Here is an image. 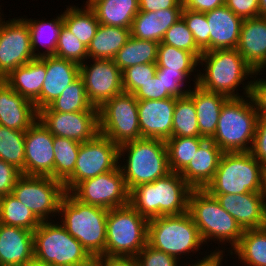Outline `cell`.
I'll return each mask as SVG.
<instances>
[{"mask_svg": "<svg viewBox=\"0 0 266 266\" xmlns=\"http://www.w3.org/2000/svg\"><path fill=\"white\" fill-rule=\"evenodd\" d=\"M46 77V66L36 58L14 69L3 80L17 93L35 104L41 110V89Z\"/></svg>", "mask_w": 266, "mask_h": 266, "instance_id": "cell-27", "label": "cell"}, {"mask_svg": "<svg viewBox=\"0 0 266 266\" xmlns=\"http://www.w3.org/2000/svg\"><path fill=\"white\" fill-rule=\"evenodd\" d=\"M156 75L158 78H162L164 90H166L172 97H184L189 94L190 90H182L184 81L189 77L185 72L157 69Z\"/></svg>", "mask_w": 266, "mask_h": 266, "instance_id": "cell-47", "label": "cell"}, {"mask_svg": "<svg viewBox=\"0 0 266 266\" xmlns=\"http://www.w3.org/2000/svg\"><path fill=\"white\" fill-rule=\"evenodd\" d=\"M81 266H103V263L97 257H93L87 264Z\"/></svg>", "mask_w": 266, "mask_h": 266, "instance_id": "cell-58", "label": "cell"}, {"mask_svg": "<svg viewBox=\"0 0 266 266\" xmlns=\"http://www.w3.org/2000/svg\"><path fill=\"white\" fill-rule=\"evenodd\" d=\"M223 153L212 140H205L179 174L193 189H205L213 180Z\"/></svg>", "mask_w": 266, "mask_h": 266, "instance_id": "cell-25", "label": "cell"}, {"mask_svg": "<svg viewBox=\"0 0 266 266\" xmlns=\"http://www.w3.org/2000/svg\"><path fill=\"white\" fill-rule=\"evenodd\" d=\"M80 145L78 141L54 136V179L63 183L74 172Z\"/></svg>", "mask_w": 266, "mask_h": 266, "instance_id": "cell-40", "label": "cell"}, {"mask_svg": "<svg viewBox=\"0 0 266 266\" xmlns=\"http://www.w3.org/2000/svg\"><path fill=\"white\" fill-rule=\"evenodd\" d=\"M66 191L61 181L48 176L21 175L12 194L41 221L59 213L61 200ZM50 214V215H49Z\"/></svg>", "mask_w": 266, "mask_h": 266, "instance_id": "cell-12", "label": "cell"}, {"mask_svg": "<svg viewBox=\"0 0 266 266\" xmlns=\"http://www.w3.org/2000/svg\"><path fill=\"white\" fill-rule=\"evenodd\" d=\"M34 59L27 22L23 18L5 22L0 15V79Z\"/></svg>", "mask_w": 266, "mask_h": 266, "instance_id": "cell-15", "label": "cell"}, {"mask_svg": "<svg viewBox=\"0 0 266 266\" xmlns=\"http://www.w3.org/2000/svg\"><path fill=\"white\" fill-rule=\"evenodd\" d=\"M226 0H183L184 9L206 13L225 5Z\"/></svg>", "mask_w": 266, "mask_h": 266, "instance_id": "cell-55", "label": "cell"}, {"mask_svg": "<svg viewBox=\"0 0 266 266\" xmlns=\"http://www.w3.org/2000/svg\"><path fill=\"white\" fill-rule=\"evenodd\" d=\"M161 42L191 52L198 60L203 53L182 17L166 31Z\"/></svg>", "mask_w": 266, "mask_h": 266, "instance_id": "cell-44", "label": "cell"}, {"mask_svg": "<svg viewBox=\"0 0 266 266\" xmlns=\"http://www.w3.org/2000/svg\"><path fill=\"white\" fill-rule=\"evenodd\" d=\"M172 137H200L196 108L188 95L176 98Z\"/></svg>", "mask_w": 266, "mask_h": 266, "instance_id": "cell-37", "label": "cell"}, {"mask_svg": "<svg viewBox=\"0 0 266 266\" xmlns=\"http://www.w3.org/2000/svg\"><path fill=\"white\" fill-rule=\"evenodd\" d=\"M205 189L211 195L266 193V168L250 152H224Z\"/></svg>", "mask_w": 266, "mask_h": 266, "instance_id": "cell-2", "label": "cell"}, {"mask_svg": "<svg viewBox=\"0 0 266 266\" xmlns=\"http://www.w3.org/2000/svg\"><path fill=\"white\" fill-rule=\"evenodd\" d=\"M84 8L69 6L63 13V22L68 30L88 47L100 24L94 11L89 6Z\"/></svg>", "mask_w": 266, "mask_h": 266, "instance_id": "cell-35", "label": "cell"}, {"mask_svg": "<svg viewBox=\"0 0 266 266\" xmlns=\"http://www.w3.org/2000/svg\"><path fill=\"white\" fill-rule=\"evenodd\" d=\"M149 220L130 204L108 210L106 256H132L148 244Z\"/></svg>", "mask_w": 266, "mask_h": 266, "instance_id": "cell-10", "label": "cell"}, {"mask_svg": "<svg viewBox=\"0 0 266 266\" xmlns=\"http://www.w3.org/2000/svg\"><path fill=\"white\" fill-rule=\"evenodd\" d=\"M232 250L247 266H266V227L244 230L231 255Z\"/></svg>", "mask_w": 266, "mask_h": 266, "instance_id": "cell-33", "label": "cell"}, {"mask_svg": "<svg viewBox=\"0 0 266 266\" xmlns=\"http://www.w3.org/2000/svg\"><path fill=\"white\" fill-rule=\"evenodd\" d=\"M247 98L249 99L228 98L222 106L217 128L211 140L223 152H250L251 150L258 113L250 96Z\"/></svg>", "mask_w": 266, "mask_h": 266, "instance_id": "cell-6", "label": "cell"}, {"mask_svg": "<svg viewBox=\"0 0 266 266\" xmlns=\"http://www.w3.org/2000/svg\"><path fill=\"white\" fill-rule=\"evenodd\" d=\"M23 266H52V265L51 264H47V263L39 262L36 259H32L31 261H29L28 263H26Z\"/></svg>", "mask_w": 266, "mask_h": 266, "instance_id": "cell-60", "label": "cell"}, {"mask_svg": "<svg viewBox=\"0 0 266 266\" xmlns=\"http://www.w3.org/2000/svg\"><path fill=\"white\" fill-rule=\"evenodd\" d=\"M222 258V256H216L214 259L208 262V266H222Z\"/></svg>", "mask_w": 266, "mask_h": 266, "instance_id": "cell-61", "label": "cell"}, {"mask_svg": "<svg viewBox=\"0 0 266 266\" xmlns=\"http://www.w3.org/2000/svg\"><path fill=\"white\" fill-rule=\"evenodd\" d=\"M243 87L244 95L250 96L258 116H266V79L250 80Z\"/></svg>", "mask_w": 266, "mask_h": 266, "instance_id": "cell-50", "label": "cell"}, {"mask_svg": "<svg viewBox=\"0 0 266 266\" xmlns=\"http://www.w3.org/2000/svg\"><path fill=\"white\" fill-rule=\"evenodd\" d=\"M38 120L35 104L0 79V125L26 131Z\"/></svg>", "mask_w": 266, "mask_h": 266, "instance_id": "cell-21", "label": "cell"}, {"mask_svg": "<svg viewBox=\"0 0 266 266\" xmlns=\"http://www.w3.org/2000/svg\"><path fill=\"white\" fill-rule=\"evenodd\" d=\"M99 134L118 146L142 138L139 128L138 100L123 92L106 101L99 109Z\"/></svg>", "mask_w": 266, "mask_h": 266, "instance_id": "cell-11", "label": "cell"}, {"mask_svg": "<svg viewBox=\"0 0 266 266\" xmlns=\"http://www.w3.org/2000/svg\"><path fill=\"white\" fill-rule=\"evenodd\" d=\"M200 63L206 67L203 68L205 74H197L195 84L207 91L219 93L228 98L244 97L239 96L238 92L235 94L236 87L248 79L249 75L256 79V75L260 73L255 72L247 64L236 48L205 51L199 57Z\"/></svg>", "mask_w": 266, "mask_h": 266, "instance_id": "cell-4", "label": "cell"}, {"mask_svg": "<svg viewBox=\"0 0 266 266\" xmlns=\"http://www.w3.org/2000/svg\"><path fill=\"white\" fill-rule=\"evenodd\" d=\"M130 36V28L100 24L87 47L88 59L113 60Z\"/></svg>", "mask_w": 266, "mask_h": 266, "instance_id": "cell-31", "label": "cell"}, {"mask_svg": "<svg viewBox=\"0 0 266 266\" xmlns=\"http://www.w3.org/2000/svg\"><path fill=\"white\" fill-rule=\"evenodd\" d=\"M52 111L63 113L99 111L88 100L82 78L79 76L66 87L62 94L48 106Z\"/></svg>", "mask_w": 266, "mask_h": 266, "instance_id": "cell-41", "label": "cell"}, {"mask_svg": "<svg viewBox=\"0 0 266 266\" xmlns=\"http://www.w3.org/2000/svg\"><path fill=\"white\" fill-rule=\"evenodd\" d=\"M188 212L204 243L217 239L218 242L230 243L233 248L239 243L244 230L206 189H192Z\"/></svg>", "mask_w": 266, "mask_h": 266, "instance_id": "cell-7", "label": "cell"}, {"mask_svg": "<svg viewBox=\"0 0 266 266\" xmlns=\"http://www.w3.org/2000/svg\"><path fill=\"white\" fill-rule=\"evenodd\" d=\"M38 120L53 135L80 143L99 134V111L63 113L45 107L38 111Z\"/></svg>", "mask_w": 266, "mask_h": 266, "instance_id": "cell-16", "label": "cell"}, {"mask_svg": "<svg viewBox=\"0 0 266 266\" xmlns=\"http://www.w3.org/2000/svg\"><path fill=\"white\" fill-rule=\"evenodd\" d=\"M32 259L33 231L0 223V266H23Z\"/></svg>", "mask_w": 266, "mask_h": 266, "instance_id": "cell-24", "label": "cell"}, {"mask_svg": "<svg viewBox=\"0 0 266 266\" xmlns=\"http://www.w3.org/2000/svg\"><path fill=\"white\" fill-rule=\"evenodd\" d=\"M183 9H163L156 12L139 11L134 17L131 36L161 43L166 31L181 18Z\"/></svg>", "mask_w": 266, "mask_h": 266, "instance_id": "cell-28", "label": "cell"}, {"mask_svg": "<svg viewBox=\"0 0 266 266\" xmlns=\"http://www.w3.org/2000/svg\"><path fill=\"white\" fill-rule=\"evenodd\" d=\"M260 16L266 17V0H259Z\"/></svg>", "mask_w": 266, "mask_h": 266, "instance_id": "cell-59", "label": "cell"}, {"mask_svg": "<svg viewBox=\"0 0 266 266\" xmlns=\"http://www.w3.org/2000/svg\"><path fill=\"white\" fill-rule=\"evenodd\" d=\"M80 65L82 78L89 102L98 109L109 99L123 93L122 71L113 60L93 59Z\"/></svg>", "mask_w": 266, "mask_h": 266, "instance_id": "cell-17", "label": "cell"}, {"mask_svg": "<svg viewBox=\"0 0 266 266\" xmlns=\"http://www.w3.org/2000/svg\"><path fill=\"white\" fill-rule=\"evenodd\" d=\"M198 64L199 60L191 52L159 43L156 61L158 70L183 71L190 76Z\"/></svg>", "mask_w": 266, "mask_h": 266, "instance_id": "cell-39", "label": "cell"}, {"mask_svg": "<svg viewBox=\"0 0 266 266\" xmlns=\"http://www.w3.org/2000/svg\"><path fill=\"white\" fill-rule=\"evenodd\" d=\"M0 223L34 232L41 221L10 193L0 197Z\"/></svg>", "mask_w": 266, "mask_h": 266, "instance_id": "cell-36", "label": "cell"}, {"mask_svg": "<svg viewBox=\"0 0 266 266\" xmlns=\"http://www.w3.org/2000/svg\"><path fill=\"white\" fill-rule=\"evenodd\" d=\"M69 193L81 203L108 210L129 204V191L119 166L79 182Z\"/></svg>", "mask_w": 266, "mask_h": 266, "instance_id": "cell-14", "label": "cell"}, {"mask_svg": "<svg viewBox=\"0 0 266 266\" xmlns=\"http://www.w3.org/2000/svg\"><path fill=\"white\" fill-rule=\"evenodd\" d=\"M103 266H139L136 257L132 256H106L97 257Z\"/></svg>", "mask_w": 266, "mask_h": 266, "instance_id": "cell-56", "label": "cell"}, {"mask_svg": "<svg viewBox=\"0 0 266 266\" xmlns=\"http://www.w3.org/2000/svg\"><path fill=\"white\" fill-rule=\"evenodd\" d=\"M54 56L82 65L88 58L87 47L63 25Z\"/></svg>", "mask_w": 266, "mask_h": 266, "instance_id": "cell-43", "label": "cell"}, {"mask_svg": "<svg viewBox=\"0 0 266 266\" xmlns=\"http://www.w3.org/2000/svg\"><path fill=\"white\" fill-rule=\"evenodd\" d=\"M34 259L52 266H81L93 257L61 225L41 222L33 232Z\"/></svg>", "mask_w": 266, "mask_h": 266, "instance_id": "cell-9", "label": "cell"}, {"mask_svg": "<svg viewBox=\"0 0 266 266\" xmlns=\"http://www.w3.org/2000/svg\"><path fill=\"white\" fill-rule=\"evenodd\" d=\"M210 33V51L234 49L239 42L243 19L235 15L226 5L205 13Z\"/></svg>", "mask_w": 266, "mask_h": 266, "instance_id": "cell-26", "label": "cell"}, {"mask_svg": "<svg viewBox=\"0 0 266 266\" xmlns=\"http://www.w3.org/2000/svg\"><path fill=\"white\" fill-rule=\"evenodd\" d=\"M212 196L243 230L266 227V193L248 192Z\"/></svg>", "mask_w": 266, "mask_h": 266, "instance_id": "cell-19", "label": "cell"}, {"mask_svg": "<svg viewBox=\"0 0 266 266\" xmlns=\"http://www.w3.org/2000/svg\"><path fill=\"white\" fill-rule=\"evenodd\" d=\"M127 153L126 165L119 168L130 192L170 173L166 143L160 139L141 138L119 146V159ZM124 154V155H123Z\"/></svg>", "mask_w": 266, "mask_h": 266, "instance_id": "cell-5", "label": "cell"}, {"mask_svg": "<svg viewBox=\"0 0 266 266\" xmlns=\"http://www.w3.org/2000/svg\"><path fill=\"white\" fill-rule=\"evenodd\" d=\"M181 17L192 32L196 45L203 51H210V33L205 13L189 9L182 10Z\"/></svg>", "mask_w": 266, "mask_h": 266, "instance_id": "cell-45", "label": "cell"}, {"mask_svg": "<svg viewBox=\"0 0 266 266\" xmlns=\"http://www.w3.org/2000/svg\"><path fill=\"white\" fill-rule=\"evenodd\" d=\"M25 131L0 125V159L22 171L25 160Z\"/></svg>", "mask_w": 266, "mask_h": 266, "instance_id": "cell-42", "label": "cell"}, {"mask_svg": "<svg viewBox=\"0 0 266 266\" xmlns=\"http://www.w3.org/2000/svg\"><path fill=\"white\" fill-rule=\"evenodd\" d=\"M61 224L92 257L106 255V221L108 209L81 203L69 192L61 200Z\"/></svg>", "mask_w": 266, "mask_h": 266, "instance_id": "cell-3", "label": "cell"}, {"mask_svg": "<svg viewBox=\"0 0 266 266\" xmlns=\"http://www.w3.org/2000/svg\"><path fill=\"white\" fill-rule=\"evenodd\" d=\"M156 63L139 64L122 71L123 91L133 94L156 75Z\"/></svg>", "mask_w": 266, "mask_h": 266, "instance_id": "cell-46", "label": "cell"}, {"mask_svg": "<svg viewBox=\"0 0 266 266\" xmlns=\"http://www.w3.org/2000/svg\"><path fill=\"white\" fill-rule=\"evenodd\" d=\"M139 266H178V260L147 244L136 256ZM181 266V265H179Z\"/></svg>", "mask_w": 266, "mask_h": 266, "instance_id": "cell-48", "label": "cell"}, {"mask_svg": "<svg viewBox=\"0 0 266 266\" xmlns=\"http://www.w3.org/2000/svg\"><path fill=\"white\" fill-rule=\"evenodd\" d=\"M21 175V171L14 165L0 159V197L12 193Z\"/></svg>", "mask_w": 266, "mask_h": 266, "instance_id": "cell-53", "label": "cell"}, {"mask_svg": "<svg viewBox=\"0 0 266 266\" xmlns=\"http://www.w3.org/2000/svg\"><path fill=\"white\" fill-rule=\"evenodd\" d=\"M183 8V0H139V11L144 12Z\"/></svg>", "mask_w": 266, "mask_h": 266, "instance_id": "cell-54", "label": "cell"}, {"mask_svg": "<svg viewBox=\"0 0 266 266\" xmlns=\"http://www.w3.org/2000/svg\"><path fill=\"white\" fill-rule=\"evenodd\" d=\"M95 13L99 24L131 28L139 12V0H98L86 1Z\"/></svg>", "mask_w": 266, "mask_h": 266, "instance_id": "cell-30", "label": "cell"}, {"mask_svg": "<svg viewBox=\"0 0 266 266\" xmlns=\"http://www.w3.org/2000/svg\"><path fill=\"white\" fill-rule=\"evenodd\" d=\"M205 140L202 137H170L166 140L170 171L180 173Z\"/></svg>", "mask_w": 266, "mask_h": 266, "instance_id": "cell-38", "label": "cell"}, {"mask_svg": "<svg viewBox=\"0 0 266 266\" xmlns=\"http://www.w3.org/2000/svg\"><path fill=\"white\" fill-rule=\"evenodd\" d=\"M158 45L159 43L155 41L140 40L130 36L113 61L121 71L139 64L156 63Z\"/></svg>", "mask_w": 266, "mask_h": 266, "instance_id": "cell-34", "label": "cell"}, {"mask_svg": "<svg viewBox=\"0 0 266 266\" xmlns=\"http://www.w3.org/2000/svg\"><path fill=\"white\" fill-rule=\"evenodd\" d=\"M23 19L27 22L29 28L31 49L35 58L53 56L56 52L60 30L64 25L63 14L57 16L56 19L49 20V22H45V20L40 21L39 19L38 21H33L31 18L30 20L26 18ZM39 44H43L47 48V51L45 50V52L41 53L37 50ZM36 51H39V53H35Z\"/></svg>", "mask_w": 266, "mask_h": 266, "instance_id": "cell-32", "label": "cell"}, {"mask_svg": "<svg viewBox=\"0 0 266 266\" xmlns=\"http://www.w3.org/2000/svg\"><path fill=\"white\" fill-rule=\"evenodd\" d=\"M119 146L98 134L80 145L74 172L63 182L70 192L79 182L115 170L119 166Z\"/></svg>", "mask_w": 266, "mask_h": 266, "instance_id": "cell-13", "label": "cell"}, {"mask_svg": "<svg viewBox=\"0 0 266 266\" xmlns=\"http://www.w3.org/2000/svg\"><path fill=\"white\" fill-rule=\"evenodd\" d=\"M175 103V97L138 101L139 128L142 138L166 141L172 137Z\"/></svg>", "mask_w": 266, "mask_h": 266, "instance_id": "cell-20", "label": "cell"}, {"mask_svg": "<svg viewBox=\"0 0 266 266\" xmlns=\"http://www.w3.org/2000/svg\"><path fill=\"white\" fill-rule=\"evenodd\" d=\"M225 5L243 20L260 16L259 0H226Z\"/></svg>", "mask_w": 266, "mask_h": 266, "instance_id": "cell-52", "label": "cell"}, {"mask_svg": "<svg viewBox=\"0 0 266 266\" xmlns=\"http://www.w3.org/2000/svg\"><path fill=\"white\" fill-rule=\"evenodd\" d=\"M250 153L266 168V116H258Z\"/></svg>", "mask_w": 266, "mask_h": 266, "instance_id": "cell-51", "label": "cell"}, {"mask_svg": "<svg viewBox=\"0 0 266 266\" xmlns=\"http://www.w3.org/2000/svg\"><path fill=\"white\" fill-rule=\"evenodd\" d=\"M54 136L37 120L25 131L22 175L54 178Z\"/></svg>", "mask_w": 266, "mask_h": 266, "instance_id": "cell-18", "label": "cell"}, {"mask_svg": "<svg viewBox=\"0 0 266 266\" xmlns=\"http://www.w3.org/2000/svg\"><path fill=\"white\" fill-rule=\"evenodd\" d=\"M133 95L138 101L162 100L172 97L166 90H164L163 80L162 78H158L157 75L139 87Z\"/></svg>", "mask_w": 266, "mask_h": 266, "instance_id": "cell-49", "label": "cell"}, {"mask_svg": "<svg viewBox=\"0 0 266 266\" xmlns=\"http://www.w3.org/2000/svg\"><path fill=\"white\" fill-rule=\"evenodd\" d=\"M216 256H222L223 257V250L213 251L210 253V255H206L203 257L202 260H199L195 262L194 264H191L189 266H208V262H210L212 259H214ZM197 263V264H196ZM187 266V264H186Z\"/></svg>", "mask_w": 266, "mask_h": 266, "instance_id": "cell-57", "label": "cell"}, {"mask_svg": "<svg viewBox=\"0 0 266 266\" xmlns=\"http://www.w3.org/2000/svg\"><path fill=\"white\" fill-rule=\"evenodd\" d=\"M199 229L189 212L159 216L148 222V244L180 260L184 254L197 252L203 243ZM191 251V252H190Z\"/></svg>", "mask_w": 266, "mask_h": 266, "instance_id": "cell-8", "label": "cell"}, {"mask_svg": "<svg viewBox=\"0 0 266 266\" xmlns=\"http://www.w3.org/2000/svg\"><path fill=\"white\" fill-rule=\"evenodd\" d=\"M192 189L179 173L171 171L151 183L133 188L129 192V204L148 220L180 215L188 212Z\"/></svg>", "mask_w": 266, "mask_h": 266, "instance_id": "cell-1", "label": "cell"}, {"mask_svg": "<svg viewBox=\"0 0 266 266\" xmlns=\"http://www.w3.org/2000/svg\"><path fill=\"white\" fill-rule=\"evenodd\" d=\"M236 49L255 72L266 68V17L243 20Z\"/></svg>", "mask_w": 266, "mask_h": 266, "instance_id": "cell-23", "label": "cell"}, {"mask_svg": "<svg viewBox=\"0 0 266 266\" xmlns=\"http://www.w3.org/2000/svg\"><path fill=\"white\" fill-rule=\"evenodd\" d=\"M194 85L188 96L193 100L196 108L200 137L211 140L217 128L222 106L228 97L207 91L197 84Z\"/></svg>", "mask_w": 266, "mask_h": 266, "instance_id": "cell-29", "label": "cell"}, {"mask_svg": "<svg viewBox=\"0 0 266 266\" xmlns=\"http://www.w3.org/2000/svg\"><path fill=\"white\" fill-rule=\"evenodd\" d=\"M46 66L41 89V109L48 107L80 76V65L57 56L39 58Z\"/></svg>", "mask_w": 266, "mask_h": 266, "instance_id": "cell-22", "label": "cell"}]
</instances>
